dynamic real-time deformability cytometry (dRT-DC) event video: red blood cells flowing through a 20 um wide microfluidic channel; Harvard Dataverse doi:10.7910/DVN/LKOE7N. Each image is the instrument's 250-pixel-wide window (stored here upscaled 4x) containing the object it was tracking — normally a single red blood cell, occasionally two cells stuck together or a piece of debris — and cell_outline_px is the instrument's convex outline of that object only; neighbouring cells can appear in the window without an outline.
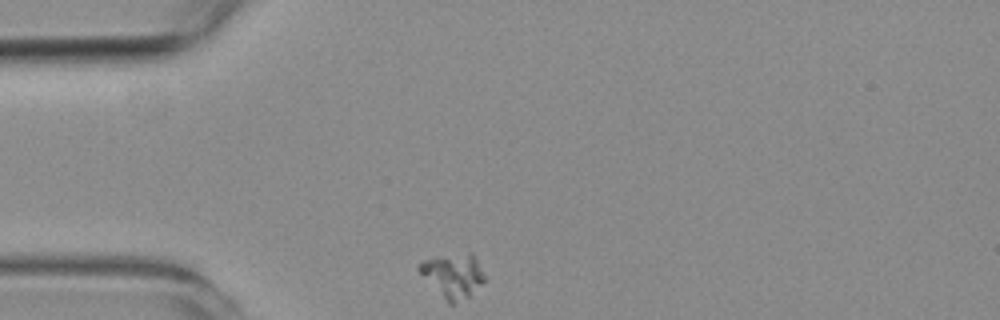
{"species": "common noctule bat (a hibernating species)", "species_latin": "Nyctalus noctula", "temperature_condition": "room temperature", "stored_images_in_passage": 34, "camera_frame_rate_fps": 3000, "um_per_image_px": 0.085, "animal": {"sex": "female", "body_mass_g": 19.3, "forearm_length_mm": 54.1}, "frame": {"image": 1, "passage_image": 1, "time_ms": 0.0, "image_size_px": [1000, 320], "cell_outline_px": [[484, 280], [468, 296], [452, 304], [448, 304], [416, 268], [424, 260], [468, 252], [472, 252], [476, 256], [484, 272]], "centroid_in_image_um": [38.53, 23.41], "position_along_channel_um": 46.5, "area_um2": 16.36}}
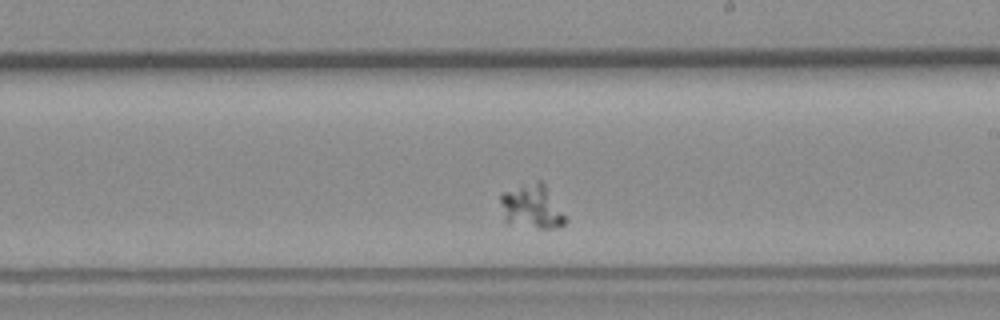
{"frame": {"image": 2, "passage_image": 20, "time_ms": 6.333, "image_size_px": [1000, 320], "cell_outline_px": [[564, 224], [556, 228], [540, 228], [508, 224], [504, 220], [500, 200], [500, 196], [504, 192], [520, 184], [536, 180], [544, 180], [564, 216]], "centroid_in_image_um": [45.17, 17.53], "position_along_channel_um": 243.8, "area_um2": 16.76}}
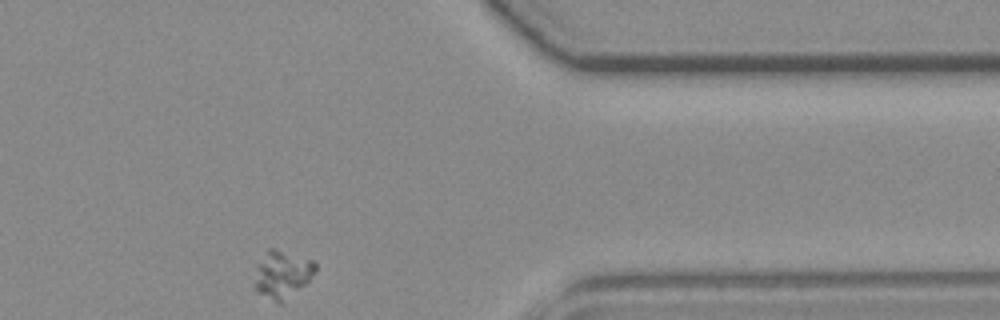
{"frame": {"image": 3, "passage_image": 34, "time_ms": 11.0, "image_size_px": [1000, 320], "cell_outline_px": [[316, 268], [308, 280], [304, 284], [280, 304], [276, 304], [256, 292], [256, 264], [268, 248], [276, 248], [312, 260], [316, 264]], "centroid_in_image_um": [23.95, 23.31], "position_along_channel_um": 387.5, "area_um2": 16.65}}